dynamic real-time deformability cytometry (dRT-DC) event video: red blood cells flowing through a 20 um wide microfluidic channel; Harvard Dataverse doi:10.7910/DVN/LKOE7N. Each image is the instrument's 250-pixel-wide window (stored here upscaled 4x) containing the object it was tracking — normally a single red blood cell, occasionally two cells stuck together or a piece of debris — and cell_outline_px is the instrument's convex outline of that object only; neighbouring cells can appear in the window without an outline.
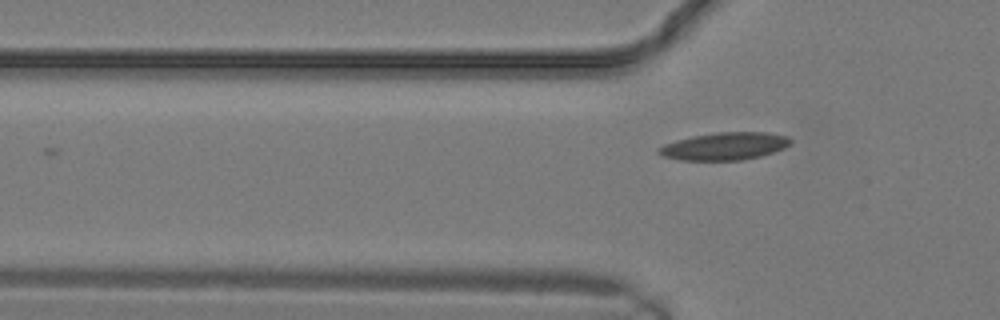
{"species": "common noctule bat (a hibernating species)", "species_latin": "Nyctalus noctula", "temperature_condition": "warm", "stored_images_in_passage": 3, "camera_frame_rate_fps": 3000, "um_per_image_px": 0.085, "animal": {"sex": "male", "body_mass_g": 19.2, "forearm_length_mm": 51.8}, "frame": {"image": 1, "passage_image": 3, "time_ms": 0.667, "image_size_px": [1000, 320], "cell_outline_px": [[792, 144], [784, 148], [760, 156], [740, 160], [680, 160], [664, 156], [656, 152], [656, 148], [664, 144], [676, 140], [692, 136], [716, 132], [768, 132], [788, 136], [792, 140]], "centroid_in_image_um": [61.59, 12.42], "position_along_channel_um": 64.2, "area_um2": 21.27}}